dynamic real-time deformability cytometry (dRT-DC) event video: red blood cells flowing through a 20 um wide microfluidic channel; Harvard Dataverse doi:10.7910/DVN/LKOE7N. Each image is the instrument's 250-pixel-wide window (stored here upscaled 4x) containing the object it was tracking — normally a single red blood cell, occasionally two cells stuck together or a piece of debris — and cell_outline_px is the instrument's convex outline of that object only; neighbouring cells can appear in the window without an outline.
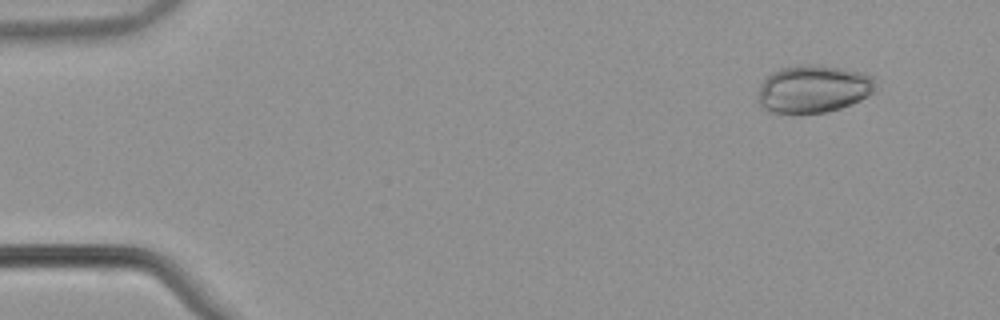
{"species": "common noctule bat (a hibernating species)", "species_latin": "Nyctalus noctula", "temperature_condition": "warm", "stored_images_in_passage": 54, "camera_frame_rate_fps": 3000, "um_per_image_px": 0.085, "animal": {"sex": "male", "body_mass_g": 21.5, "forearm_length_mm": 52.0}, "frame": {"image": 1, "passage_image": 5, "time_ms": 1.333, "image_size_px": [1000, 320], "cell_outline_px": [[876, 92], [852, 104], [840, 108], [824, 112], [768, 112], [760, 108], [756, 100], [760, 84], [772, 72], [780, 68], [808, 64], [816, 64], [844, 68], [864, 72], [872, 76], [876, 80]], "centroid_in_image_um": [69.15, 7.55], "position_along_channel_um": 15.9, "area_um2": 33.06}}
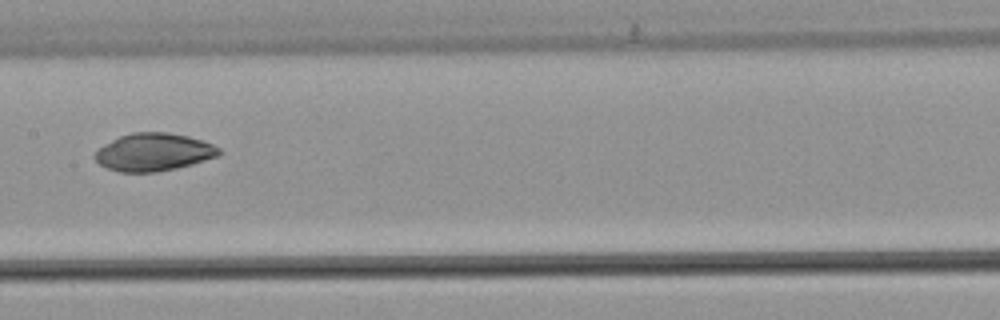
{"frame": {"image": 2, "passage_image": 28, "time_ms": 9.0, "image_size_px": [1000, 320], "cell_outline_px": [[224, 152], [220, 156], [192, 164], [176, 168], [156, 172], [120, 172], [108, 168], [100, 164], [92, 156], [104, 144], [120, 136], [132, 132], [168, 132], [188, 136], [204, 140], [220, 148]], "centroid_in_image_um": [13.11, 12.92], "position_along_channel_um": 194.3, "area_um2": 27.46}}
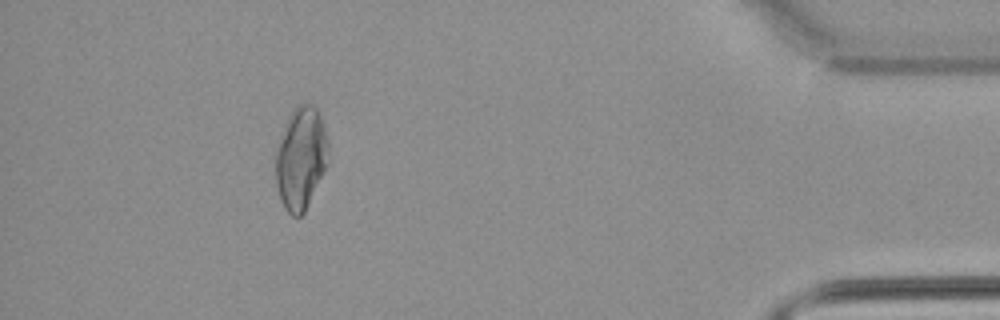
{"frame": {"image": 3, "passage_image": 49, "time_ms": 16.0, "image_size_px": [1000, 320], "cell_outline_px": [[328, 164], [304, 212], [300, 216], [292, 216], [284, 208], [280, 200], [276, 184], [276, 152], [284, 124], [288, 116], [300, 104], [312, 104], [316, 108], [320, 116], [324, 128], [328, 144]], "centroid_in_image_um": [25.57, 13.46], "position_along_channel_um": 409.6, "area_um2": 31.21}}